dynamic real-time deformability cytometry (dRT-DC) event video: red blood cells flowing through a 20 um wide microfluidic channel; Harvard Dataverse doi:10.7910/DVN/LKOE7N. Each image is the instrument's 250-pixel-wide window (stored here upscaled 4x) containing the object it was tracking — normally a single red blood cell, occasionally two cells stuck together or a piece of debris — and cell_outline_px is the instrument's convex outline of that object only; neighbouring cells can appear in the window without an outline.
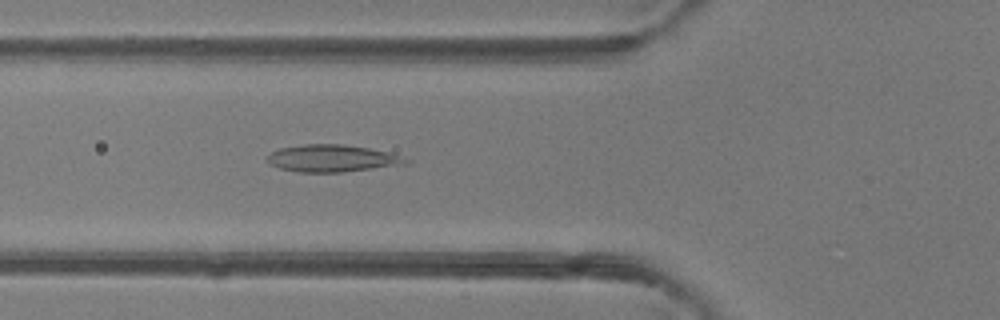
{"species": "common noctule bat (a hibernating species)", "species_latin": "Nyctalus noctula", "temperature_condition": "room temperature", "stored_images_in_passage": 49, "camera_frame_rate_fps": 3000, "um_per_image_px": 0.085, "animal": {"sex": "female"}, "frame": {"image": 1, "passage_image": 18, "time_ms": 5.667, "image_size_px": [1000, 320], "cell_outline_px": [[412, 160], [408, 164], [344, 172], [300, 172], [280, 168], [268, 164], [268, 156], [272, 152], [280, 148], [304, 144], [344, 144], [368, 148], [388, 152]], "centroid_in_image_um": [28.26, 13.46], "position_along_channel_um": 97.5, "area_um2": 21.91}}
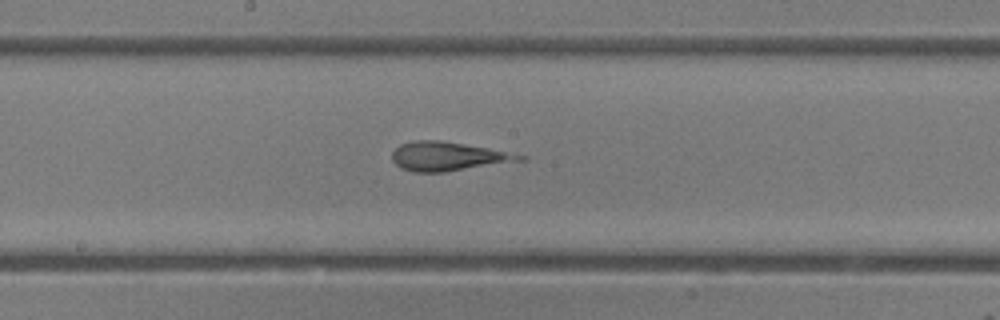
{"frame": {"image": 2, "passage_image": 26, "time_ms": 8.333, "image_size_px": [1000, 320], "cell_outline_px": [[528, 160], [444, 172], [412, 172], [400, 168], [392, 160], [392, 152], [400, 144], [416, 140], [440, 140], [488, 148], [528, 156]], "centroid_in_image_um": [38.1, 13.3], "position_along_channel_um": 210.1, "area_um2": 21.62}}
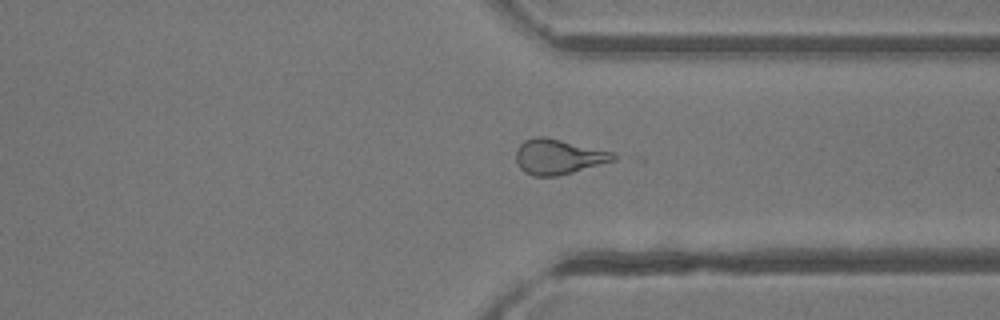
{"frame": {"image": 3, "passage_image": 37, "time_ms": 12.0, "image_size_px": [1000, 320], "cell_outline_px": [[616, 160], [572, 172], [556, 176], [532, 176], [524, 172], [520, 168], [516, 160], [516, 148], [524, 140], [536, 136], [544, 136], [612, 152], [616, 156]], "centroid_in_image_um": [47.41, 13.32], "position_along_channel_um": 364.0, "area_um2": 19.77}}